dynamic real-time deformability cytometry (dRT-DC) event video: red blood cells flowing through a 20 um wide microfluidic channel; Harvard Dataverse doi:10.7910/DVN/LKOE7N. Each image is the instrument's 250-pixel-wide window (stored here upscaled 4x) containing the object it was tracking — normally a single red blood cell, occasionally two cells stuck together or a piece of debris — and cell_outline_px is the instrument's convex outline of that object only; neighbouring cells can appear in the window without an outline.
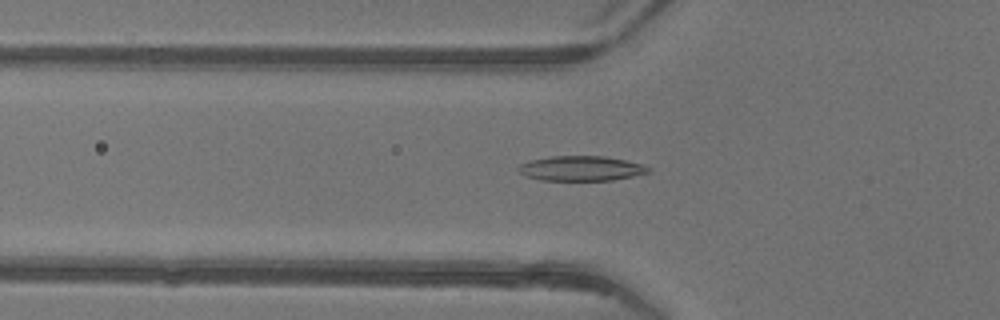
{"species": "common noctule bat (a hibernating species)", "species_latin": "Nyctalus noctula", "temperature_condition": "warm", "stored_images_in_passage": 50, "camera_frame_rate_fps": 3000, "um_per_image_px": 0.085, "animal": {"sex": "female"}, "frame": {"image": 1, "passage_image": 18, "time_ms": 5.667, "image_size_px": [1000, 320], "cell_outline_px": [[652, 172], [612, 180], [540, 180], [524, 176], [516, 168], [520, 164], [532, 160], [552, 156], [604, 156], [644, 164], [652, 168]], "centroid_in_image_um": [49.42, 14.31], "position_along_channel_um": 76.4, "area_um2": 18.9}}
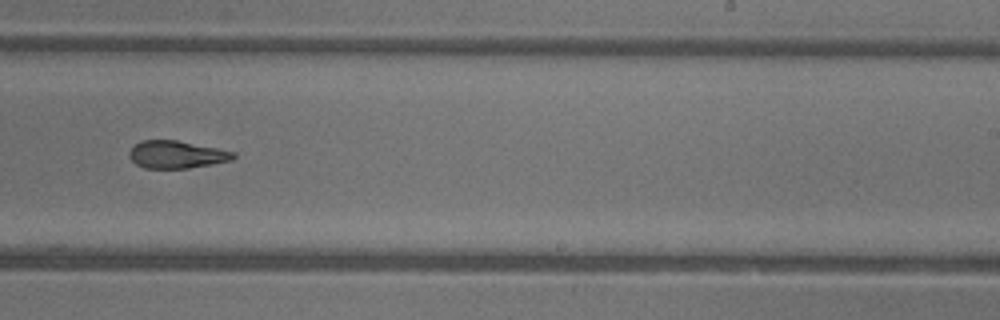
{"frame": {"image": 2, "passage_image": 32, "time_ms": 10.333, "image_size_px": [1000, 320], "cell_outline_px": [[236, 156], [232, 160], [212, 164], [188, 168], [144, 168], [136, 164], [128, 156], [128, 152], [140, 140], [176, 140], [236, 152]], "centroid_in_image_um": [15.0, 13.14], "position_along_channel_um": 274.0, "area_um2": 16.65}}
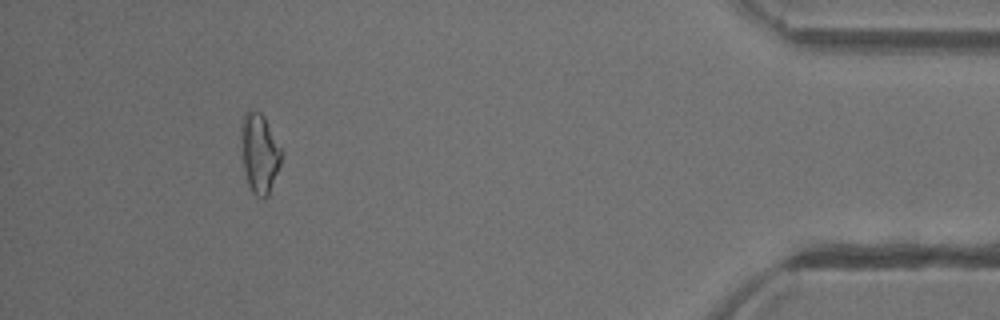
{"frame": {"image": 3, "passage_image": 46, "time_ms": 15.0, "image_size_px": [1000, 320], "cell_outline_px": [[280, 164], [268, 196], [264, 200], [260, 200], [252, 192], [248, 184], [244, 172], [240, 148], [240, 124], [244, 112], [260, 112], [264, 116], [280, 148]], "centroid_in_image_um": [22.0, 13.06], "position_along_channel_um": 413.2, "area_um2": 18.73}, "authors_computed_cell_mechanics": {"area_um2": 17.8313, "velocity_mm_per_s": 4.2128, "shape_relaxation_time_tau1_ms": 8.57, "shape_relaxation_time_tau2_ms": 2.5603, "deformation_change_tau1": 0.2303, "deformation_change_tau2": 0.0947}}